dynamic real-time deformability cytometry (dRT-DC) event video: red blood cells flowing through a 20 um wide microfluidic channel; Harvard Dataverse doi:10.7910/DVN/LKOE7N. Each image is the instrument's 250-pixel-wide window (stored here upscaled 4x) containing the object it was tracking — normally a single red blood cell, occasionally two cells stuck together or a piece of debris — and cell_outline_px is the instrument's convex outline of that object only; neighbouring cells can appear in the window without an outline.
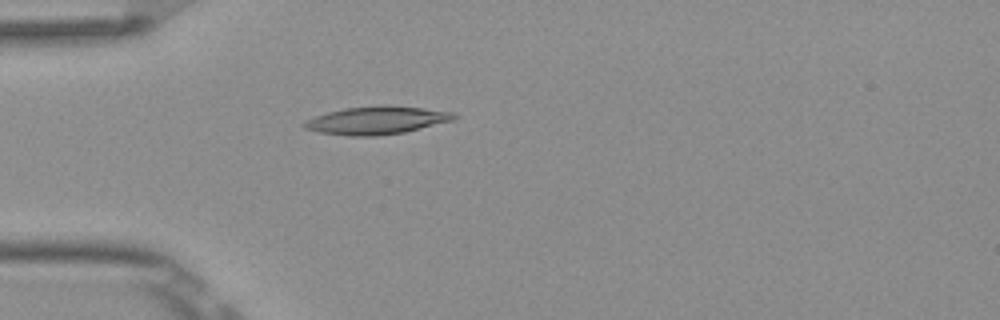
{"species": "Egyptian fruit bat (a non-hibernating species)", "species_latin": "Rousettus aegyptiacus", "temperature_condition": "room temperature", "stored_images_in_passage": 2, "camera_frame_rate_fps": 3000, "um_per_image_px": 0.085, "frame": {"image": 1, "passage_image": 2, "time_ms": 0.333, "image_size_px": [1000, 320], "cell_outline_px": [[456, 116], [452, 120], [404, 132], [376, 136], [348, 136], [320, 132], [304, 128], [300, 124], [316, 116], [328, 112], [344, 108], [380, 104], [384, 104], [424, 108], [452, 112]], "centroid_in_image_um": [31.98, 10.21], "position_along_channel_um": 53.0, "area_um2": 24.28}}